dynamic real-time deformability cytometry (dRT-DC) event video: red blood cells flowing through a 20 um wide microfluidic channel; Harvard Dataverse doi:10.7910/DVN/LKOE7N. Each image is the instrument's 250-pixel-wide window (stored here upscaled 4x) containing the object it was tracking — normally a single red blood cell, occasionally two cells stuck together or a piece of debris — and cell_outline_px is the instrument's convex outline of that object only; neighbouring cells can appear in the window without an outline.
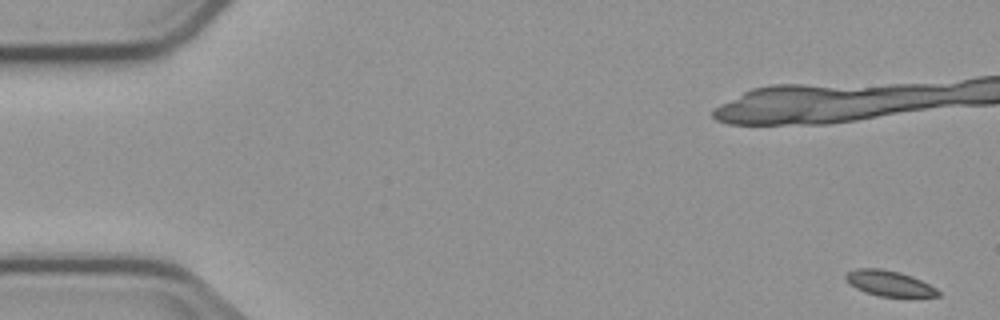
{"species": "common noctule bat (a hibernating species)", "species_latin": "Nyctalus noctula", "temperature_condition": "cold", "stored_images_in_passage": 5, "camera_frame_rate_fps": 3000, "um_per_image_px": 0.085, "animal": {"sex": "male", "body_mass_g": 23.1, "forearm_length_mm": 52.7}, "frame": {"image": 1, "passage_image": 1, "time_ms": 0.0, "image_size_px": [1000, 320], "cell_outline_px": [[940, 296], [880, 296], [864, 292], [856, 288], [844, 276], [848, 272], [856, 268], [880, 268], [900, 272], [912, 276], [936, 288], [940, 292]], "centroid_in_image_um": [75.58, 24.07], "position_along_channel_um": 9.4, "area_um2": 13.47}}